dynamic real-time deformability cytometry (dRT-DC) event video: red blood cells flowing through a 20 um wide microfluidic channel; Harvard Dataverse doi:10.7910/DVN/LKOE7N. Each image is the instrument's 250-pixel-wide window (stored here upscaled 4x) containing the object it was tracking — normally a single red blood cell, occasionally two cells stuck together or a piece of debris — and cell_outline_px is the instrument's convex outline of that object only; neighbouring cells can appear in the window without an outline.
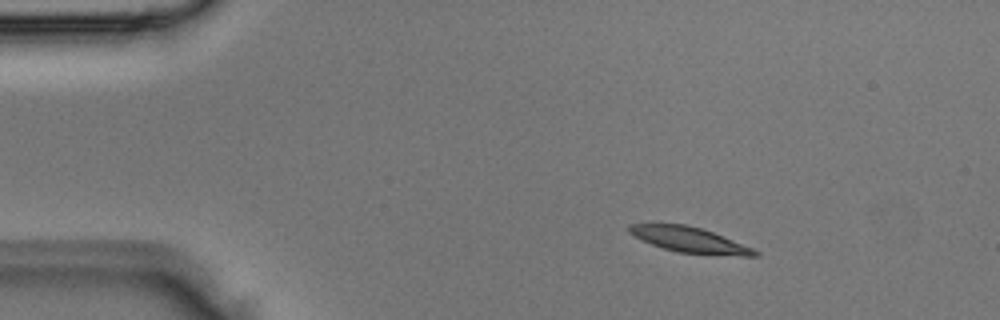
{"species": "Egyptian fruit bat (a non-hibernating species)", "species_latin": "Rousettus aegyptiacus", "temperature_condition": "room temperature", "stored_images_in_passage": 3, "camera_frame_rate_fps": 3000, "um_per_image_px": 0.085, "animal": {"sex": "male"}, "frame": {"image": 1, "passage_image": 1, "time_ms": 0.0, "image_size_px": [1000, 320], "cell_outline_px": [[760, 256], [740, 256], [680, 252], [664, 248], [652, 244], [628, 232], [628, 224], [684, 224], [700, 228], [712, 232], [752, 248], [760, 252]], "centroid_in_image_um": [58.63, 20.38], "position_along_channel_um": 26.4, "area_um2": 18.09}}
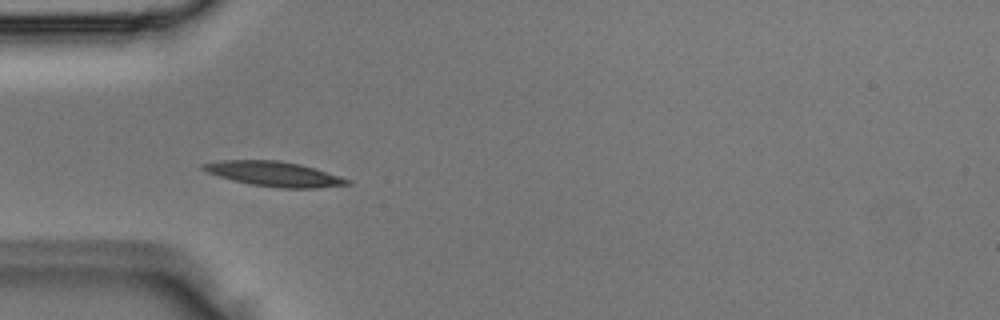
{"frame": {"image": 2, "passage_image": 2, "time_ms": 0.333, "image_size_px": [1000, 320], "cell_outline_px": [[352, 184], [316, 188], [280, 188], [252, 184], [232, 180], [208, 172], [200, 168], [200, 164], [220, 160], [280, 160], [300, 164], [352, 180]], "centroid_in_image_um": [23.3, 14.78], "position_along_channel_um": 61.7, "area_um2": 20.75}}